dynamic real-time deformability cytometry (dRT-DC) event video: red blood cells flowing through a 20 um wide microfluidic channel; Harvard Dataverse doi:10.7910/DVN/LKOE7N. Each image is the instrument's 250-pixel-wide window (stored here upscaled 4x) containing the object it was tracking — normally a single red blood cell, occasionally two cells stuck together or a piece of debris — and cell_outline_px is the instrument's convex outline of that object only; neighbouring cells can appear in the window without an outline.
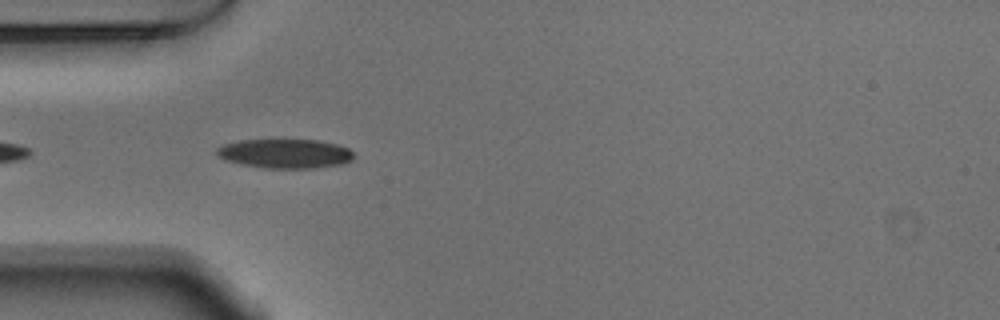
{"species": "Egyptian fruit bat (a non-hibernating species)", "species_latin": "Rousettus aegyptiacus", "temperature_condition": "warm", "stored_images_in_passage": 7, "camera_frame_rate_fps": 3000, "um_per_image_px": 0.085, "animal": {"sex": "male"}, "frame": {"image": 1, "passage_image": 3, "time_ms": 0.667, "image_size_px": [1000, 320], "cell_outline_px": [[352, 160], [340, 164], [312, 168], [264, 168], [224, 160], [216, 156], [216, 148], [224, 144], [240, 140], [316, 140], [336, 144], [348, 148], [352, 152]], "centroid_in_image_um": [24.18, 13.05], "position_along_channel_um": 60.8, "area_um2": 23.18}}
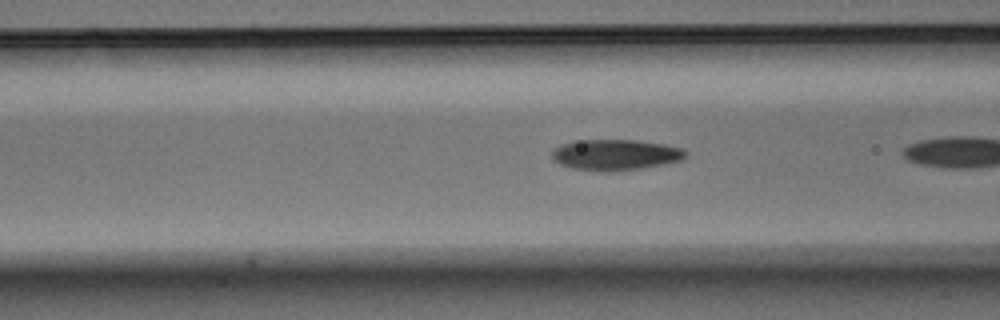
{"frame": {"image": 2, "passage_image": 5, "time_ms": 1.333, "image_size_px": [1000, 320], "cell_outline_px": [[688, 152], [680, 160], [664, 164], [644, 168], [612, 172], [604, 172], [572, 168], [560, 164], [552, 160], [552, 148], [560, 144], [584, 140], [636, 140], [664, 144], [680, 148]], "centroid_in_image_um": [52.27, 13.17], "position_along_channel_um": 114.3, "area_um2": 24.1}}